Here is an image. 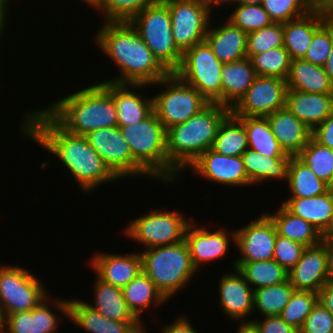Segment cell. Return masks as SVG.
Instances as JSON below:
<instances>
[{"label": "cell", "mask_w": 333, "mask_h": 333, "mask_svg": "<svg viewBox=\"0 0 333 333\" xmlns=\"http://www.w3.org/2000/svg\"><path fill=\"white\" fill-rule=\"evenodd\" d=\"M23 120L21 133L24 137L59 158L79 183L80 191L88 193L105 182L119 179L91 147L86 136L68 133L43 108L28 112Z\"/></svg>", "instance_id": "cell-1"}, {"label": "cell", "mask_w": 333, "mask_h": 333, "mask_svg": "<svg viewBox=\"0 0 333 333\" xmlns=\"http://www.w3.org/2000/svg\"><path fill=\"white\" fill-rule=\"evenodd\" d=\"M96 34L97 48L106 53L120 71V77L106 82L153 86L169 74L129 21L104 22Z\"/></svg>", "instance_id": "cell-2"}, {"label": "cell", "mask_w": 333, "mask_h": 333, "mask_svg": "<svg viewBox=\"0 0 333 333\" xmlns=\"http://www.w3.org/2000/svg\"><path fill=\"white\" fill-rule=\"evenodd\" d=\"M230 112L226 106L210 103L186 122L166 130L168 184L212 147L221 122Z\"/></svg>", "instance_id": "cell-3"}, {"label": "cell", "mask_w": 333, "mask_h": 333, "mask_svg": "<svg viewBox=\"0 0 333 333\" xmlns=\"http://www.w3.org/2000/svg\"><path fill=\"white\" fill-rule=\"evenodd\" d=\"M44 110L68 133L85 136L89 132L118 126L111 93L100 83L84 87L58 99Z\"/></svg>", "instance_id": "cell-4"}, {"label": "cell", "mask_w": 333, "mask_h": 333, "mask_svg": "<svg viewBox=\"0 0 333 333\" xmlns=\"http://www.w3.org/2000/svg\"><path fill=\"white\" fill-rule=\"evenodd\" d=\"M140 253L142 271L167 300L189 284L197 271L185 240L173 245L145 249Z\"/></svg>", "instance_id": "cell-5"}, {"label": "cell", "mask_w": 333, "mask_h": 333, "mask_svg": "<svg viewBox=\"0 0 333 333\" xmlns=\"http://www.w3.org/2000/svg\"><path fill=\"white\" fill-rule=\"evenodd\" d=\"M118 127L129 144L132 157L153 178L168 184L166 129L155 112L136 124Z\"/></svg>", "instance_id": "cell-6"}, {"label": "cell", "mask_w": 333, "mask_h": 333, "mask_svg": "<svg viewBox=\"0 0 333 333\" xmlns=\"http://www.w3.org/2000/svg\"><path fill=\"white\" fill-rule=\"evenodd\" d=\"M159 63L175 73L181 65L183 53L175 45L171 15L163 0H156L129 21Z\"/></svg>", "instance_id": "cell-7"}, {"label": "cell", "mask_w": 333, "mask_h": 333, "mask_svg": "<svg viewBox=\"0 0 333 333\" xmlns=\"http://www.w3.org/2000/svg\"><path fill=\"white\" fill-rule=\"evenodd\" d=\"M164 85V90L153 96V111L167 130L186 122L201 112L210 102L193 86L183 81L176 73H169L155 83Z\"/></svg>", "instance_id": "cell-8"}, {"label": "cell", "mask_w": 333, "mask_h": 333, "mask_svg": "<svg viewBox=\"0 0 333 333\" xmlns=\"http://www.w3.org/2000/svg\"><path fill=\"white\" fill-rule=\"evenodd\" d=\"M223 63L213 54L206 41L183 53L175 72L183 81L196 88L210 103L222 105L221 71Z\"/></svg>", "instance_id": "cell-9"}, {"label": "cell", "mask_w": 333, "mask_h": 333, "mask_svg": "<svg viewBox=\"0 0 333 333\" xmlns=\"http://www.w3.org/2000/svg\"><path fill=\"white\" fill-rule=\"evenodd\" d=\"M190 223V219L187 220L179 211L154 209L142 217L132 219L123 232L142 244L144 249H151L183 241Z\"/></svg>", "instance_id": "cell-10"}, {"label": "cell", "mask_w": 333, "mask_h": 333, "mask_svg": "<svg viewBox=\"0 0 333 333\" xmlns=\"http://www.w3.org/2000/svg\"><path fill=\"white\" fill-rule=\"evenodd\" d=\"M20 266L0 265V308L3 316L32 310L44 298L43 283Z\"/></svg>", "instance_id": "cell-11"}, {"label": "cell", "mask_w": 333, "mask_h": 333, "mask_svg": "<svg viewBox=\"0 0 333 333\" xmlns=\"http://www.w3.org/2000/svg\"><path fill=\"white\" fill-rule=\"evenodd\" d=\"M171 15L172 35L177 48L184 53L205 41L212 12L202 0H163ZM211 20V21H210Z\"/></svg>", "instance_id": "cell-12"}, {"label": "cell", "mask_w": 333, "mask_h": 333, "mask_svg": "<svg viewBox=\"0 0 333 333\" xmlns=\"http://www.w3.org/2000/svg\"><path fill=\"white\" fill-rule=\"evenodd\" d=\"M91 147L119 178L151 175L132 157L129 144L118 126L100 128L85 135Z\"/></svg>", "instance_id": "cell-13"}, {"label": "cell", "mask_w": 333, "mask_h": 333, "mask_svg": "<svg viewBox=\"0 0 333 333\" xmlns=\"http://www.w3.org/2000/svg\"><path fill=\"white\" fill-rule=\"evenodd\" d=\"M287 89L285 79L257 76L231 112L237 117H266L285 107Z\"/></svg>", "instance_id": "cell-14"}, {"label": "cell", "mask_w": 333, "mask_h": 333, "mask_svg": "<svg viewBox=\"0 0 333 333\" xmlns=\"http://www.w3.org/2000/svg\"><path fill=\"white\" fill-rule=\"evenodd\" d=\"M277 231L271 218L266 214L235 229V246L241 257L234 262H256L273 259Z\"/></svg>", "instance_id": "cell-15"}, {"label": "cell", "mask_w": 333, "mask_h": 333, "mask_svg": "<svg viewBox=\"0 0 333 333\" xmlns=\"http://www.w3.org/2000/svg\"><path fill=\"white\" fill-rule=\"evenodd\" d=\"M47 298L48 296L32 310L6 315L4 326L8 333H56L60 318L56 312L53 313L50 305L53 304L60 315L69 318V300L55 298L49 304Z\"/></svg>", "instance_id": "cell-16"}, {"label": "cell", "mask_w": 333, "mask_h": 333, "mask_svg": "<svg viewBox=\"0 0 333 333\" xmlns=\"http://www.w3.org/2000/svg\"><path fill=\"white\" fill-rule=\"evenodd\" d=\"M333 15V9L323 0L310 13L283 23V46L291 60L302 59L311 45L314 33Z\"/></svg>", "instance_id": "cell-17"}, {"label": "cell", "mask_w": 333, "mask_h": 333, "mask_svg": "<svg viewBox=\"0 0 333 333\" xmlns=\"http://www.w3.org/2000/svg\"><path fill=\"white\" fill-rule=\"evenodd\" d=\"M189 168L197 175L223 186L249 185L241 156L221 155L210 148L190 164Z\"/></svg>", "instance_id": "cell-18"}, {"label": "cell", "mask_w": 333, "mask_h": 333, "mask_svg": "<svg viewBox=\"0 0 333 333\" xmlns=\"http://www.w3.org/2000/svg\"><path fill=\"white\" fill-rule=\"evenodd\" d=\"M196 226L194 221L187 226L184 240L188 245L192 263L198 270L202 264L221 259L228 254L230 240L235 243V230L229 234L224 228L211 232L205 227Z\"/></svg>", "instance_id": "cell-19"}, {"label": "cell", "mask_w": 333, "mask_h": 333, "mask_svg": "<svg viewBox=\"0 0 333 333\" xmlns=\"http://www.w3.org/2000/svg\"><path fill=\"white\" fill-rule=\"evenodd\" d=\"M327 240L306 247L300 260L288 271V280L296 291L318 293L327 283Z\"/></svg>", "instance_id": "cell-20"}, {"label": "cell", "mask_w": 333, "mask_h": 333, "mask_svg": "<svg viewBox=\"0 0 333 333\" xmlns=\"http://www.w3.org/2000/svg\"><path fill=\"white\" fill-rule=\"evenodd\" d=\"M234 272L227 273L221 276L219 281V296L220 308L223 314L233 321L241 320L249 321L245 318L254 313L253 309V296L254 289L246 281L243 274L237 269L233 268Z\"/></svg>", "instance_id": "cell-21"}, {"label": "cell", "mask_w": 333, "mask_h": 333, "mask_svg": "<svg viewBox=\"0 0 333 333\" xmlns=\"http://www.w3.org/2000/svg\"><path fill=\"white\" fill-rule=\"evenodd\" d=\"M135 252L127 255L99 252L91 258L90 266L99 279L122 289L142 272L141 253Z\"/></svg>", "instance_id": "cell-22"}, {"label": "cell", "mask_w": 333, "mask_h": 333, "mask_svg": "<svg viewBox=\"0 0 333 333\" xmlns=\"http://www.w3.org/2000/svg\"><path fill=\"white\" fill-rule=\"evenodd\" d=\"M112 95L117 111L118 126L136 124L153 112V98L141 96L136 89L148 87L144 84H118L109 81L100 82ZM130 87V88H129ZM131 87L135 90H132Z\"/></svg>", "instance_id": "cell-23"}, {"label": "cell", "mask_w": 333, "mask_h": 333, "mask_svg": "<svg viewBox=\"0 0 333 333\" xmlns=\"http://www.w3.org/2000/svg\"><path fill=\"white\" fill-rule=\"evenodd\" d=\"M69 320L89 333H144V322L113 321L83 300L69 299ZM143 323V324H142Z\"/></svg>", "instance_id": "cell-24"}, {"label": "cell", "mask_w": 333, "mask_h": 333, "mask_svg": "<svg viewBox=\"0 0 333 333\" xmlns=\"http://www.w3.org/2000/svg\"><path fill=\"white\" fill-rule=\"evenodd\" d=\"M272 133L287 155L297 156L307 145L312 130L286 107L266 116Z\"/></svg>", "instance_id": "cell-25"}, {"label": "cell", "mask_w": 333, "mask_h": 333, "mask_svg": "<svg viewBox=\"0 0 333 333\" xmlns=\"http://www.w3.org/2000/svg\"><path fill=\"white\" fill-rule=\"evenodd\" d=\"M285 107L313 130L333 111V94H317L287 89Z\"/></svg>", "instance_id": "cell-26"}, {"label": "cell", "mask_w": 333, "mask_h": 333, "mask_svg": "<svg viewBox=\"0 0 333 333\" xmlns=\"http://www.w3.org/2000/svg\"><path fill=\"white\" fill-rule=\"evenodd\" d=\"M283 205L294 215L311 223L324 236L333 220V188L310 198L289 197Z\"/></svg>", "instance_id": "cell-27"}, {"label": "cell", "mask_w": 333, "mask_h": 333, "mask_svg": "<svg viewBox=\"0 0 333 333\" xmlns=\"http://www.w3.org/2000/svg\"><path fill=\"white\" fill-rule=\"evenodd\" d=\"M205 41L223 64L247 57V33L228 20L217 28L209 26Z\"/></svg>", "instance_id": "cell-28"}, {"label": "cell", "mask_w": 333, "mask_h": 333, "mask_svg": "<svg viewBox=\"0 0 333 333\" xmlns=\"http://www.w3.org/2000/svg\"><path fill=\"white\" fill-rule=\"evenodd\" d=\"M257 77L250 58L223 64L221 71L222 105L232 109Z\"/></svg>", "instance_id": "cell-29"}, {"label": "cell", "mask_w": 333, "mask_h": 333, "mask_svg": "<svg viewBox=\"0 0 333 333\" xmlns=\"http://www.w3.org/2000/svg\"><path fill=\"white\" fill-rule=\"evenodd\" d=\"M287 88L317 94H333V84L323 66L302 59H293L286 79Z\"/></svg>", "instance_id": "cell-30"}, {"label": "cell", "mask_w": 333, "mask_h": 333, "mask_svg": "<svg viewBox=\"0 0 333 333\" xmlns=\"http://www.w3.org/2000/svg\"><path fill=\"white\" fill-rule=\"evenodd\" d=\"M249 185L262 181L279 179L288 181V167L292 155L286 157H268L248 148L241 155Z\"/></svg>", "instance_id": "cell-31"}, {"label": "cell", "mask_w": 333, "mask_h": 333, "mask_svg": "<svg viewBox=\"0 0 333 333\" xmlns=\"http://www.w3.org/2000/svg\"><path fill=\"white\" fill-rule=\"evenodd\" d=\"M95 279L96 281L93 286V292H95L94 305L86 302L89 306L113 321L143 322L129 309L122 289L108 284L98 277Z\"/></svg>", "instance_id": "cell-32"}, {"label": "cell", "mask_w": 333, "mask_h": 333, "mask_svg": "<svg viewBox=\"0 0 333 333\" xmlns=\"http://www.w3.org/2000/svg\"><path fill=\"white\" fill-rule=\"evenodd\" d=\"M266 214L273 221L277 235L298 242L306 247L314 246L324 240L319 231L309 222L292 214L283 204L273 214Z\"/></svg>", "instance_id": "cell-33"}, {"label": "cell", "mask_w": 333, "mask_h": 333, "mask_svg": "<svg viewBox=\"0 0 333 333\" xmlns=\"http://www.w3.org/2000/svg\"><path fill=\"white\" fill-rule=\"evenodd\" d=\"M122 291L126 304L140 321L141 312L148 310L152 304L157 307L168 301L143 271L124 286Z\"/></svg>", "instance_id": "cell-34"}, {"label": "cell", "mask_w": 333, "mask_h": 333, "mask_svg": "<svg viewBox=\"0 0 333 333\" xmlns=\"http://www.w3.org/2000/svg\"><path fill=\"white\" fill-rule=\"evenodd\" d=\"M211 149L225 156H241L248 149L243 121L232 112L221 122Z\"/></svg>", "instance_id": "cell-35"}, {"label": "cell", "mask_w": 333, "mask_h": 333, "mask_svg": "<svg viewBox=\"0 0 333 333\" xmlns=\"http://www.w3.org/2000/svg\"><path fill=\"white\" fill-rule=\"evenodd\" d=\"M289 197L310 198L325 194L331 187L319 179L297 156H292L288 167Z\"/></svg>", "instance_id": "cell-36"}, {"label": "cell", "mask_w": 333, "mask_h": 333, "mask_svg": "<svg viewBox=\"0 0 333 333\" xmlns=\"http://www.w3.org/2000/svg\"><path fill=\"white\" fill-rule=\"evenodd\" d=\"M244 124L248 148L268 157H286L287 154L280 147L272 133L266 117H239Z\"/></svg>", "instance_id": "cell-37"}, {"label": "cell", "mask_w": 333, "mask_h": 333, "mask_svg": "<svg viewBox=\"0 0 333 333\" xmlns=\"http://www.w3.org/2000/svg\"><path fill=\"white\" fill-rule=\"evenodd\" d=\"M233 264V267L243 274L254 290L278 285L288 280V271L274 259L256 262H234Z\"/></svg>", "instance_id": "cell-38"}, {"label": "cell", "mask_w": 333, "mask_h": 333, "mask_svg": "<svg viewBox=\"0 0 333 333\" xmlns=\"http://www.w3.org/2000/svg\"><path fill=\"white\" fill-rule=\"evenodd\" d=\"M295 288L289 280L274 286L261 287L254 290L253 309L259 310L263 317L279 316L289 302Z\"/></svg>", "instance_id": "cell-39"}, {"label": "cell", "mask_w": 333, "mask_h": 333, "mask_svg": "<svg viewBox=\"0 0 333 333\" xmlns=\"http://www.w3.org/2000/svg\"><path fill=\"white\" fill-rule=\"evenodd\" d=\"M314 174L333 188V149L323 146L312 137L297 155Z\"/></svg>", "instance_id": "cell-40"}, {"label": "cell", "mask_w": 333, "mask_h": 333, "mask_svg": "<svg viewBox=\"0 0 333 333\" xmlns=\"http://www.w3.org/2000/svg\"><path fill=\"white\" fill-rule=\"evenodd\" d=\"M250 59L257 76L287 79L291 58L284 46L253 55Z\"/></svg>", "instance_id": "cell-41"}, {"label": "cell", "mask_w": 333, "mask_h": 333, "mask_svg": "<svg viewBox=\"0 0 333 333\" xmlns=\"http://www.w3.org/2000/svg\"><path fill=\"white\" fill-rule=\"evenodd\" d=\"M323 0H263V8L273 22L285 23L314 10Z\"/></svg>", "instance_id": "cell-42"}, {"label": "cell", "mask_w": 333, "mask_h": 333, "mask_svg": "<svg viewBox=\"0 0 333 333\" xmlns=\"http://www.w3.org/2000/svg\"><path fill=\"white\" fill-rule=\"evenodd\" d=\"M156 0H100L93 8L104 15L103 22L130 21Z\"/></svg>", "instance_id": "cell-43"}, {"label": "cell", "mask_w": 333, "mask_h": 333, "mask_svg": "<svg viewBox=\"0 0 333 333\" xmlns=\"http://www.w3.org/2000/svg\"><path fill=\"white\" fill-rule=\"evenodd\" d=\"M317 301L318 293L295 290L279 316L299 331Z\"/></svg>", "instance_id": "cell-44"}, {"label": "cell", "mask_w": 333, "mask_h": 333, "mask_svg": "<svg viewBox=\"0 0 333 333\" xmlns=\"http://www.w3.org/2000/svg\"><path fill=\"white\" fill-rule=\"evenodd\" d=\"M281 46H283V23L272 22L264 28L247 33L248 58Z\"/></svg>", "instance_id": "cell-45"}, {"label": "cell", "mask_w": 333, "mask_h": 333, "mask_svg": "<svg viewBox=\"0 0 333 333\" xmlns=\"http://www.w3.org/2000/svg\"><path fill=\"white\" fill-rule=\"evenodd\" d=\"M235 4L237 7L227 20L246 33L264 28L273 22L262 4Z\"/></svg>", "instance_id": "cell-46"}, {"label": "cell", "mask_w": 333, "mask_h": 333, "mask_svg": "<svg viewBox=\"0 0 333 333\" xmlns=\"http://www.w3.org/2000/svg\"><path fill=\"white\" fill-rule=\"evenodd\" d=\"M333 47V15L314 33L304 60L323 66Z\"/></svg>", "instance_id": "cell-47"}, {"label": "cell", "mask_w": 333, "mask_h": 333, "mask_svg": "<svg viewBox=\"0 0 333 333\" xmlns=\"http://www.w3.org/2000/svg\"><path fill=\"white\" fill-rule=\"evenodd\" d=\"M306 246L277 235L273 259L286 271H290L300 260Z\"/></svg>", "instance_id": "cell-48"}, {"label": "cell", "mask_w": 333, "mask_h": 333, "mask_svg": "<svg viewBox=\"0 0 333 333\" xmlns=\"http://www.w3.org/2000/svg\"><path fill=\"white\" fill-rule=\"evenodd\" d=\"M299 333H333V315L317 301Z\"/></svg>", "instance_id": "cell-49"}, {"label": "cell", "mask_w": 333, "mask_h": 333, "mask_svg": "<svg viewBox=\"0 0 333 333\" xmlns=\"http://www.w3.org/2000/svg\"><path fill=\"white\" fill-rule=\"evenodd\" d=\"M248 320L257 326L259 333H299L298 330L288 325L280 316H265L263 321L260 319Z\"/></svg>", "instance_id": "cell-50"}, {"label": "cell", "mask_w": 333, "mask_h": 333, "mask_svg": "<svg viewBox=\"0 0 333 333\" xmlns=\"http://www.w3.org/2000/svg\"><path fill=\"white\" fill-rule=\"evenodd\" d=\"M311 137L323 146L333 149V111L312 130Z\"/></svg>", "instance_id": "cell-51"}, {"label": "cell", "mask_w": 333, "mask_h": 333, "mask_svg": "<svg viewBox=\"0 0 333 333\" xmlns=\"http://www.w3.org/2000/svg\"><path fill=\"white\" fill-rule=\"evenodd\" d=\"M162 333H197L191 322L185 317H178L172 323L164 326Z\"/></svg>", "instance_id": "cell-52"}, {"label": "cell", "mask_w": 333, "mask_h": 333, "mask_svg": "<svg viewBox=\"0 0 333 333\" xmlns=\"http://www.w3.org/2000/svg\"><path fill=\"white\" fill-rule=\"evenodd\" d=\"M318 301L333 315V283H326L319 290Z\"/></svg>", "instance_id": "cell-53"}, {"label": "cell", "mask_w": 333, "mask_h": 333, "mask_svg": "<svg viewBox=\"0 0 333 333\" xmlns=\"http://www.w3.org/2000/svg\"><path fill=\"white\" fill-rule=\"evenodd\" d=\"M327 283H333V241L327 240Z\"/></svg>", "instance_id": "cell-54"}, {"label": "cell", "mask_w": 333, "mask_h": 333, "mask_svg": "<svg viewBox=\"0 0 333 333\" xmlns=\"http://www.w3.org/2000/svg\"><path fill=\"white\" fill-rule=\"evenodd\" d=\"M8 4L9 3H7L6 0H0V29L2 31L5 30L6 27H4V26H5V24L7 23V20H8V18H7V15H9L8 14V7L9 6H7Z\"/></svg>", "instance_id": "cell-55"}, {"label": "cell", "mask_w": 333, "mask_h": 333, "mask_svg": "<svg viewBox=\"0 0 333 333\" xmlns=\"http://www.w3.org/2000/svg\"><path fill=\"white\" fill-rule=\"evenodd\" d=\"M236 333H259L257 326L252 321H242Z\"/></svg>", "instance_id": "cell-56"}, {"label": "cell", "mask_w": 333, "mask_h": 333, "mask_svg": "<svg viewBox=\"0 0 333 333\" xmlns=\"http://www.w3.org/2000/svg\"><path fill=\"white\" fill-rule=\"evenodd\" d=\"M323 69L325 70L331 83L333 84V47L332 50L330 51L327 61L323 65Z\"/></svg>", "instance_id": "cell-57"}, {"label": "cell", "mask_w": 333, "mask_h": 333, "mask_svg": "<svg viewBox=\"0 0 333 333\" xmlns=\"http://www.w3.org/2000/svg\"><path fill=\"white\" fill-rule=\"evenodd\" d=\"M204 3H205V5L211 10V11H213L212 10V7L213 6H215L216 4H217V6L219 5L220 6V4L222 3L223 5L224 4H227L228 5V3H235L236 2V0H202Z\"/></svg>", "instance_id": "cell-58"}, {"label": "cell", "mask_w": 333, "mask_h": 333, "mask_svg": "<svg viewBox=\"0 0 333 333\" xmlns=\"http://www.w3.org/2000/svg\"><path fill=\"white\" fill-rule=\"evenodd\" d=\"M235 3L249 5V4H262L263 0H236Z\"/></svg>", "instance_id": "cell-59"}, {"label": "cell", "mask_w": 333, "mask_h": 333, "mask_svg": "<svg viewBox=\"0 0 333 333\" xmlns=\"http://www.w3.org/2000/svg\"><path fill=\"white\" fill-rule=\"evenodd\" d=\"M324 240L333 241V220L329 231L323 236Z\"/></svg>", "instance_id": "cell-60"}, {"label": "cell", "mask_w": 333, "mask_h": 333, "mask_svg": "<svg viewBox=\"0 0 333 333\" xmlns=\"http://www.w3.org/2000/svg\"><path fill=\"white\" fill-rule=\"evenodd\" d=\"M85 4H87L90 7H94L100 0H82Z\"/></svg>", "instance_id": "cell-61"}, {"label": "cell", "mask_w": 333, "mask_h": 333, "mask_svg": "<svg viewBox=\"0 0 333 333\" xmlns=\"http://www.w3.org/2000/svg\"><path fill=\"white\" fill-rule=\"evenodd\" d=\"M4 325V316L2 314L1 308H0V327Z\"/></svg>", "instance_id": "cell-62"}, {"label": "cell", "mask_w": 333, "mask_h": 333, "mask_svg": "<svg viewBox=\"0 0 333 333\" xmlns=\"http://www.w3.org/2000/svg\"><path fill=\"white\" fill-rule=\"evenodd\" d=\"M0 333H8V330L6 329V327L4 325L2 327H0Z\"/></svg>", "instance_id": "cell-63"}, {"label": "cell", "mask_w": 333, "mask_h": 333, "mask_svg": "<svg viewBox=\"0 0 333 333\" xmlns=\"http://www.w3.org/2000/svg\"><path fill=\"white\" fill-rule=\"evenodd\" d=\"M329 6L333 9V0H325Z\"/></svg>", "instance_id": "cell-64"}, {"label": "cell", "mask_w": 333, "mask_h": 333, "mask_svg": "<svg viewBox=\"0 0 333 333\" xmlns=\"http://www.w3.org/2000/svg\"><path fill=\"white\" fill-rule=\"evenodd\" d=\"M3 34V31L0 29V39H1V35Z\"/></svg>", "instance_id": "cell-65"}]
</instances>
